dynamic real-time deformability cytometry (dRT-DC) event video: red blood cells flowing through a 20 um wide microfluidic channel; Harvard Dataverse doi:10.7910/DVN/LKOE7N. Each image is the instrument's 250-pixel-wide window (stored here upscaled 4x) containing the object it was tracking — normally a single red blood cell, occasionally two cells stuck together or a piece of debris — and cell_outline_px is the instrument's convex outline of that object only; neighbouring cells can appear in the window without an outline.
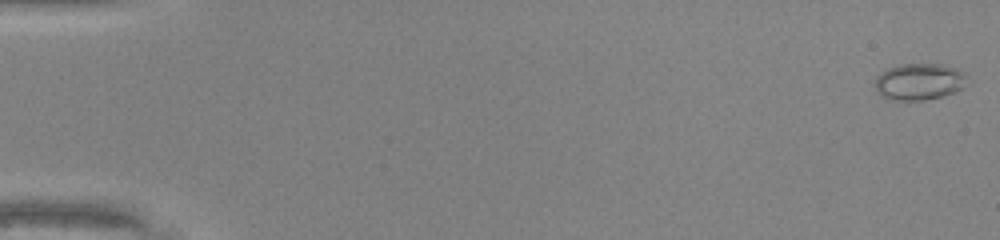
{"species": "common noctule bat (a hibernating species)", "species_latin": "Nyctalus noctula", "temperature_condition": "warm", "stored_images_in_passage": 49, "camera_frame_rate_fps": 3000, "um_per_image_px": 0.085, "animal": {"sex": "male", "body_mass_g": 20.0, "forearm_length_mm": 53.3}, "frame": {"image": 1, "passage_image": 1, "time_ms": 0.0, "image_size_px": [1000, 240], "cell_outline_px": [[964, 88], [956, 92], [924, 100], [896, 100], [884, 96], [876, 88], [876, 76], [880, 72], [888, 68], [900, 64], [940, 64], [956, 68], [964, 72]], "centroid_in_image_um": [78.14, 6.93], "position_along_channel_um": 6.9, "area_um2": 19.36}}
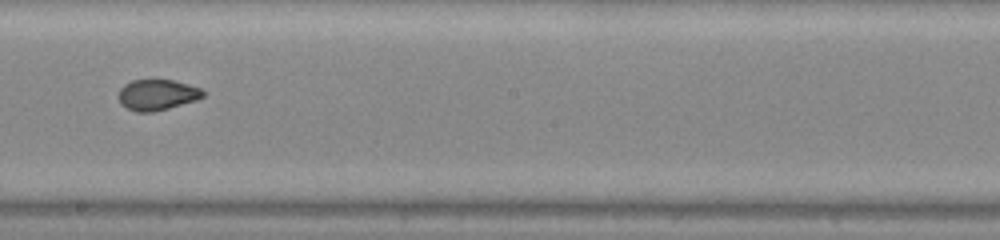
{"frame": {"image": 2, "passage_image": 29, "time_ms": 9.333, "image_size_px": [1000, 240], "cell_outline_px": [[204, 96], [196, 100], [168, 108], [152, 112], [136, 112], [120, 104], [120, 88], [124, 84], [132, 80], [172, 80], [188, 84], [200, 88], [204, 92]], "centroid_in_image_um": [13.36, 8.05], "position_along_channel_um": 234.8, "area_um2": 14.97}}
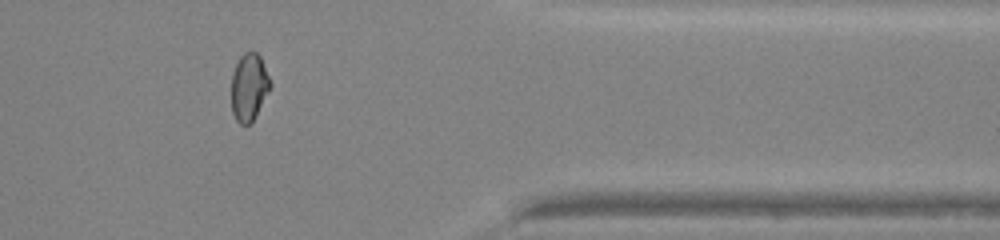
{"frame": {"image": 3, "passage_image": 41, "time_ms": 13.333, "image_size_px": [1000, 240], "cell_outline_px": [[272, 84], [252, 124], [240, 124], [236, 120], [232, 112], [232, 72], [240, 56], [244, 52], [256, 52], [260, 56]], "centroid_in_image_um": [21.17, 7.42], "position_along_channel_um": 390.2, "area_um2": 15.26}, "authors_computed_cell_mechanics": {"area_um2": 16.4152, "velocity_mm_per_s": 4.3077, "shape_relaxation_time_tau1_ms": null, "shape_relaxation_time_tau2_ms": 0.6887, "deformation_change_tau1": null, "deformation_change_tau2": 0.0505}}